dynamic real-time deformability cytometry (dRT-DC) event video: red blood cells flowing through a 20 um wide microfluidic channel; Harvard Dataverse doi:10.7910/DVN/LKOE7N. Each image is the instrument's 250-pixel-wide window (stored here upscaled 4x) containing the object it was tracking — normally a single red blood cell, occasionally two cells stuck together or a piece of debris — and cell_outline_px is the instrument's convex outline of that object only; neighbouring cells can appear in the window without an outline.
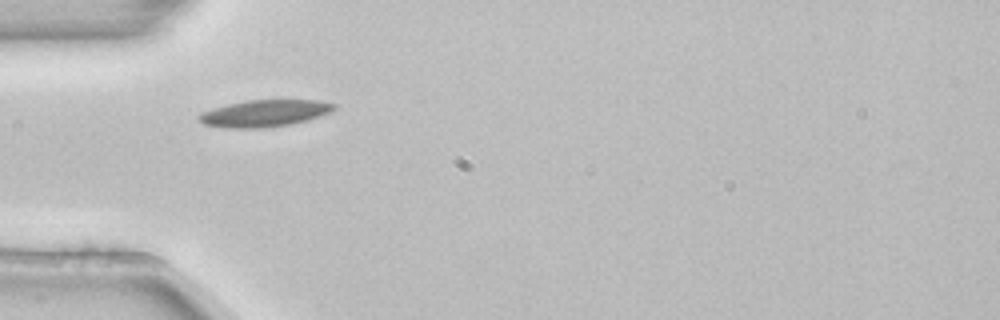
{"species": "common noctule bat (a hibernating species)", "species_latin": "Nyctalus noctula", "temperature_condition": "room temperature", "stored_images_in_passage": 2, "camera_frame_rate_fps": 3000, "um_per_image_px": 0.085, "animal": {"sex": "female", "body_mass_g": 22.7, "forearm_length_mm": 54.2}, "frame": {"image": 1, "passage_image": 1, "time_ms": 0.0, "image_size_px": [1000, 320], "cell_outline_px": [[336, 108], [328, 112], [292, 124], [264, 128], [228, 128], [204, 124], [196, 120], [196, 116], [200, 112], [212, 108], [228, 104], [248, 100], [320, 100], [336, 104]], "centroid_in_image_um": [22.4, 9.63], "position_along_channel_um": 62.6, "area_um2": 21.1}}